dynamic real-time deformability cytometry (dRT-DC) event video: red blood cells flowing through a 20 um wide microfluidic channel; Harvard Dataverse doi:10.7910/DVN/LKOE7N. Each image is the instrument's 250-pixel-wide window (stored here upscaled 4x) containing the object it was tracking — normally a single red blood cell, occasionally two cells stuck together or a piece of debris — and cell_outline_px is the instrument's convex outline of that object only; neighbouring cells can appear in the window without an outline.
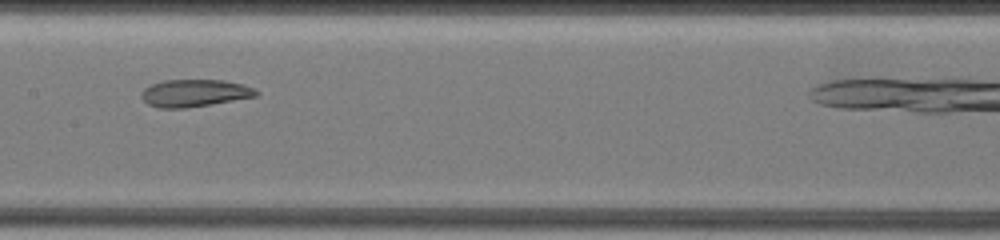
{"species": "common noctule bat (a hibernating species)", "species_latin": "Nyctalus noctula", "temperature_condition": "warm", "stored_images_in_passage": 11, "camera_frame_rate_fps": 3000, "um_per_image_px": 0.085, "animal": {"sex": "female", "body_mass_g": 19.5, "forearm_length_mm": 54.1}, "frame": {"image": 1, "passage_image": 8, "time_ms": 4.0, "image_size_px": [1000, 240], "cell_outline_px": [[260, 92], [256, 96], [212, 104], [184, 108], [156, 108], [148, 104], [140, 96], [140, 92], [144, 88], [152, 84], [164, 80], [224, 80], [244, 84]], "centroid_in_image_um": [16.51, 7.91], "position_along_channel_um": 190.9, "area_um2": 18.32}}
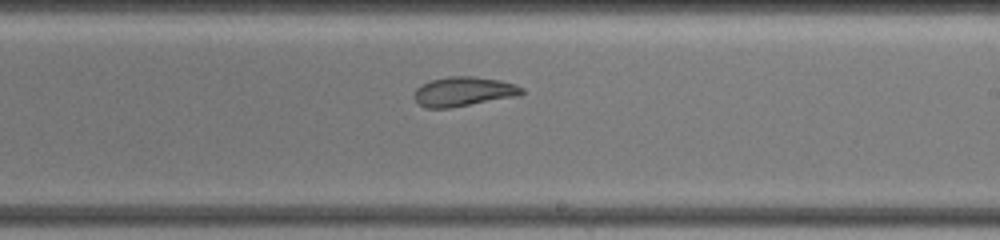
{"frame": {"image": 2, "passage_image": 10, "time_ms": 5.667, "image_size_px": [1000, 240], "cell_outline_px": [[524, 92], [520, 96], [448, 108], [424, 108], [412, 96], [416, 88], [420, 84], [432, 80], [448, 76], [472, 76], [500, 80], [516, 84], [524, 88]], "centroid_in_image_um": [39.41, 7.78], "position_along_channel_um": 249.6, "area_um2": 18.67}}